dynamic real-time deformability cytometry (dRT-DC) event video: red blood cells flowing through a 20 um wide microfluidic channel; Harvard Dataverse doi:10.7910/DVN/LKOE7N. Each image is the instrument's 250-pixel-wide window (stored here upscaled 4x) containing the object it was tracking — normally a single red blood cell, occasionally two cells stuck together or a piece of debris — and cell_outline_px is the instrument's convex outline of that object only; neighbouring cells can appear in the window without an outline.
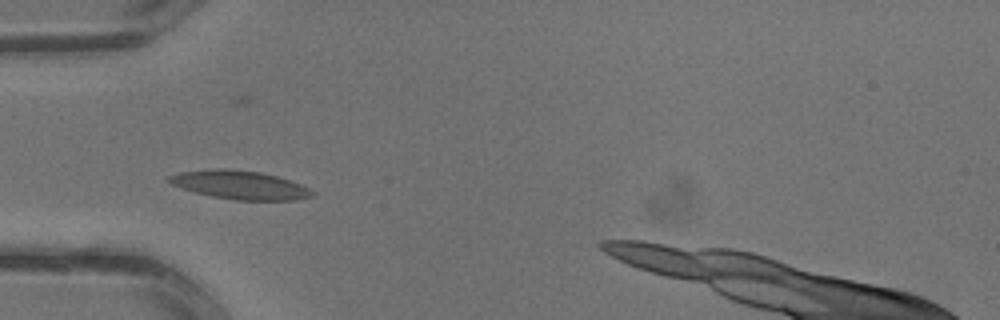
{"species": "common noctule bat (a hibernating species)", "species_latin": "Nyctalus noctula", "temperature_condition": "warm", "stored_images_in_passage": 1, "camera_frame_rate_fps": 3000, "um_per_image_px": 0.085, "animal": {"sex": "male", "body_mass_g": 13.3}, "frame": {"image": 1, "passage_image": 1, "time_ms": 0.0, "image_size_px": [1000, 320], "cell_outline_px": [[316, 196], [296, 200], [236, 200], [212, 196], [196, 192], [172, 184], [168, 180], [168, 176], [180, 172], [220, 168], [224, 168], [260, 172], [276, 176], [300, 184], [316, 192]], "centroid_in_image_um": [20.45, 15.72], "position_along_channel_um": 64.6, "area_um2": 23.58}}